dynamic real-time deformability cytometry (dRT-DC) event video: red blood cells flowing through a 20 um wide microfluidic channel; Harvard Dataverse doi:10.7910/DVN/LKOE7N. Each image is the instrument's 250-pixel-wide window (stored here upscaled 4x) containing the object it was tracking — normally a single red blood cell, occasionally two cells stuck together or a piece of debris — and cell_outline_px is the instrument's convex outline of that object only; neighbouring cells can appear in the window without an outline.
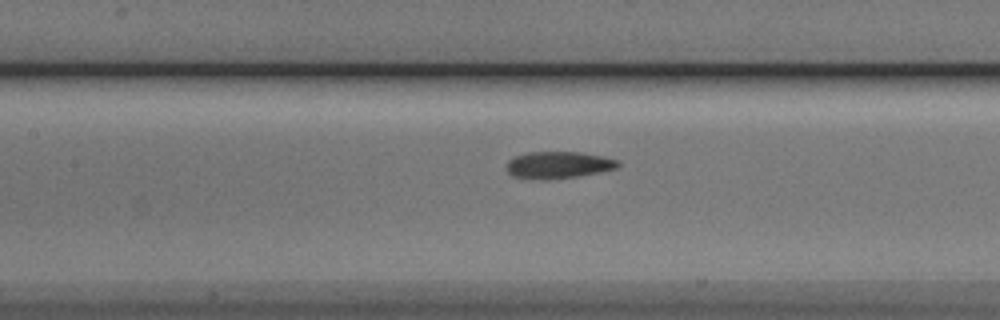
{"species": "Egyptian fruit bat (a non-hibernating species)", "species_latin": "Rousettus aegyptiacus", "temperature_condition": "cold", "stored_images_in_passage": 29, "camera_frame_rate_fps": 3000, "um_per_image_px": 0.085, "animal": {"sex": "male"}, "frame": {"image": 1, "passage_image": 10, "time_ms": 3.0, "image_size_px": [1000, 320], "cell_outline_px": [[620, 168], [600, 172], [576, 176], [544, 180], [512, 176], [508, 172], [508, 160], [516, 156], [528, 152], [580, 152], [620, 160]], "centroid_in_image_um": [47.5, 14.02], "position_along_channel_um": 159.9, "area_um2": 17.4}}
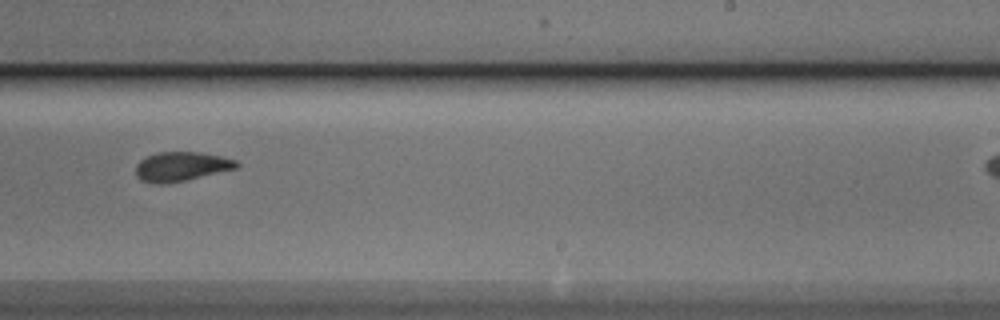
{"frame": {"image": 2, "passage_image": 19, "time_ms": 6.0, "image_size_px": [1000, 320], "cell_outline_px": [[240, 164], [236, 168], [184, 180], [164, 184], [156, 184], [140, 180], [136, 176], [136, 164], [140, 160], [156, 152], [200, 152], [220, 156], [236, 160]], "centroid_in_image_um": [15.37, 14.15], "position_along_channel_um": 273.6, "area_um2": 17.05}}
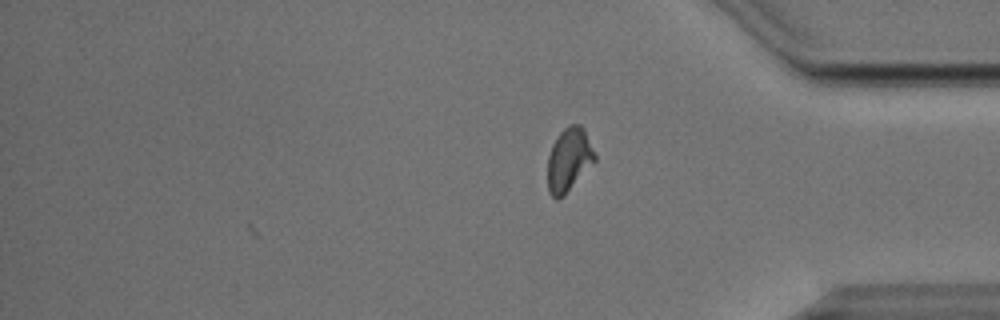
{"frame": {"image": 3, "passage_image": 29, "time_ms": 9.333, "image_size_px": [1000, 320], "cell_outline_px": [[596, 160], [564, 196], [556, 200], [548, 192], [548, 156], [552, 144], [560, 132], [568, 124], [580, 124], [584, 128], [596, 156]], "centroid_in_image_um": [48.35, 13.57], "position_along_channel_um": 386.9, "area_um2": 17.51}, "authors_computed_cell_mechanics": {"area_um2": 17.2822, "velocity_mm_per_s": 3.8035, "shape_relaxation_time_tau1_ms": 4.9138, "shape_relaxation_time_tau2_ms": 1.608, "deformation_change_tau1": 0.1597, "deformation_change_tau2": 0.0727}}